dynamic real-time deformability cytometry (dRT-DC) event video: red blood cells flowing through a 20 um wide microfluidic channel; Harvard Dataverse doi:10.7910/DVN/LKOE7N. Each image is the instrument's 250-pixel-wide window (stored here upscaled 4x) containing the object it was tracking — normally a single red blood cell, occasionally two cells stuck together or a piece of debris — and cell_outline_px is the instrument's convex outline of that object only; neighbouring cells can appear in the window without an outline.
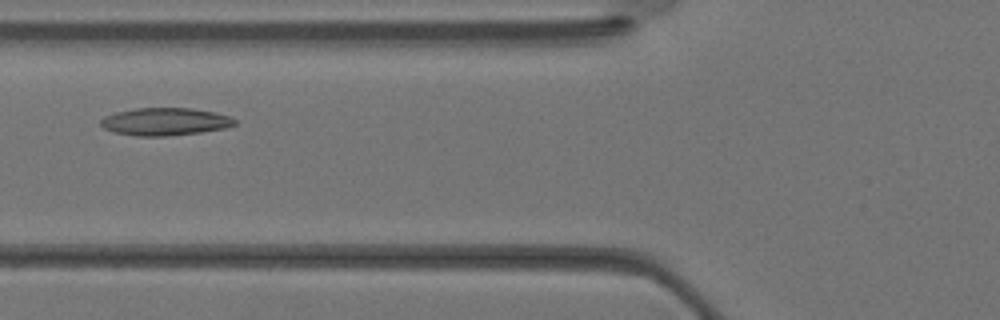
{"species": "Egyptian fruit bat (a non-hibernating species)", "species_latin": "Rousettus aegyptiacus", "temperature_condition": "warm", "stored_images_in_passage": 31, "camera_frame_rate_fps": 3000, "um_per_image_px": 0.085, "animal": {"sex": "female"}, "frame": {"image": 1, "passage_image": 9, "time_ms": 2.667, "image_size_px": [1000, 320], "cell_outline_px": [[236, 124], [224, 128], [200, 132], [164, 136], [136, 136], [116, 132], [104, 128], [100, 124], [100, 120], [104, 116], [116, 112], [136, 108], [192, 108], [212, 112], [228, 116], [236, 120]], "centroid_in_image_um": [14.0, 10.33], "position_along_channel_um": 111.8, "area_um2": 21.33}}
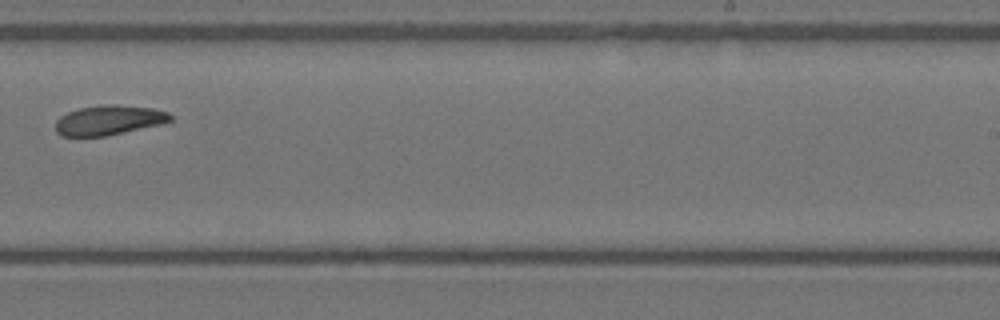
{"frame": {"image": 2, "passage_image": 18, "time_ms": 5.667, "image_size_px": [1000, 320], "cell_outline_px": [[172, 120], [164, 124], [104, 136], [60, 136], [56, 132], [56, 120], [60, 116], [68, 112], [80, 108], [100, 104], [116, 104], [152, 108], [168, 112], [172, 116]], "centroid_in_image_um": [9.27, 10.21], "position_along_channel_um": 279.7, "area_um2": 20.06}}
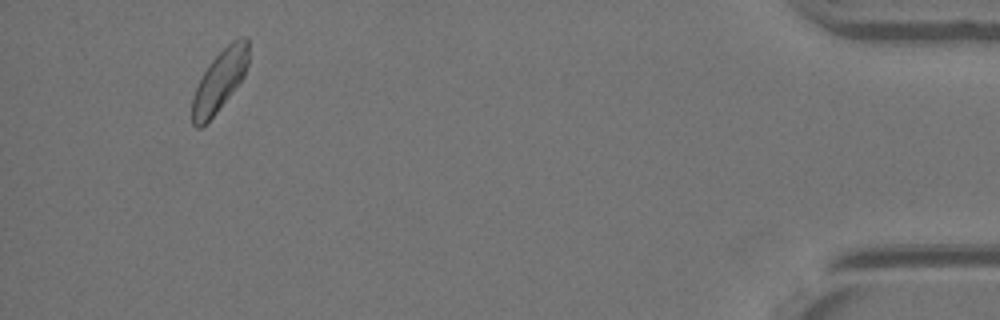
{"frame": {"image": 3, "passage_image": 29, "time_ms": 9.333, "image_size_px": [1000, 320], "cell_outline_px": [[248, 64], [244, 76], [232, 92], [216, 112], [200, 128], [196, 128], [192, 124], [192, 96], [208, 64], [232, 40], [240, 36], [248, 36]], "centroid_in_image_um": [18.68, 6.83], "position_along_channel_um": 416.5, "area_um2": 19.77}}